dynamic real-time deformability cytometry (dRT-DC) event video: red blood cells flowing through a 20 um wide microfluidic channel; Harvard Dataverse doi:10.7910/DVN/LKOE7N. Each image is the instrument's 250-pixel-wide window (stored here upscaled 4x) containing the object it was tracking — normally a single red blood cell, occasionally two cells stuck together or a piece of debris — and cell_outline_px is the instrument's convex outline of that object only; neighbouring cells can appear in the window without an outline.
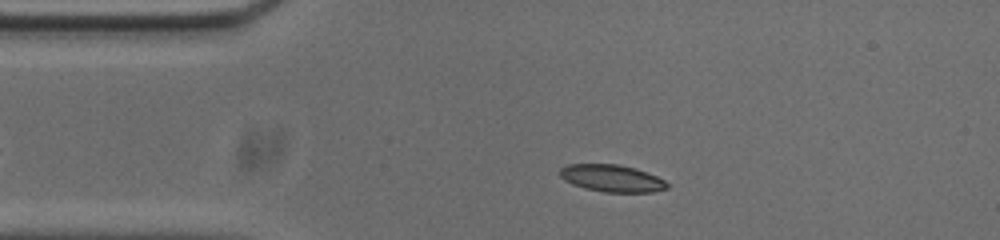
{"species": "common noctule bat (a hibernating species)", "species_latin": "Nyctalus noctula", "temperature_condition": "cold", "stored_images_in_passage": 50, "camera_frame_rate_fps": 3000, "um_per_image_px": 0.085, "animal": {"sex": "male", "body_mass_g": 20.0, "forearm_length_mm": 53.3}, "frame": {"image": 1, "passage_image": 7, "time_ms": 2.0, "image_size_px": [1000, 240], "cell_outline_px": [[668, 188], [652, 192], [604, 192], [584, 188], [572, 184], [564, 180], [560, 176], [560, 168], [568, 164], [616, 164], [636, 168], [656, 176], [664, 180], [668, 184]], "centroid_in_image_um": [51.99, 15.15], "position_along_channel_um": 33.0, "area_um2": 16.94}}
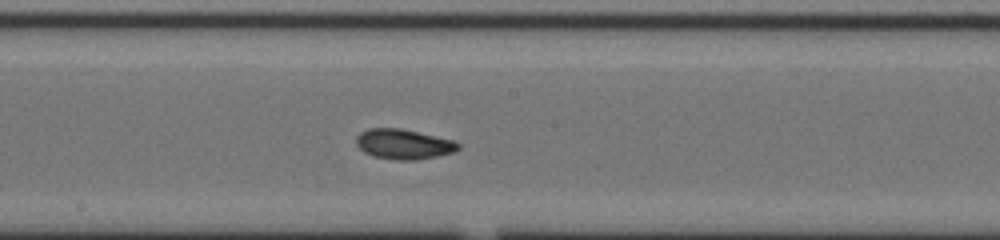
{"frame": {"image": 2, "passage_image": 24, "time_ms": 7.667, "image_size_px": [1000, 240], "cell_outline_px": [[460, 148], [452, 152], [436, 156], [416, 160], [396, 160], [372, 156], [364, 152], [356, 144], [356, 136], [360, 132], [368, 128], [400, 128], [456, 140], [460, 144]], "centroid_in_image_um": [34.3, 12.24], "position_along_channel_um": 213.9, "area_um2": 17.98}}
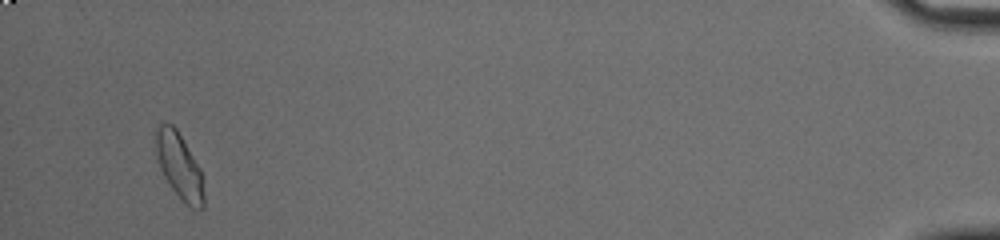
{"frame": {"image": 3, "passage_image": 48, "time_ms": 15.667, "image_size_px": [1000, 240], "cell_outline_px": [[204, 208], [192, 208], [172, 188], [164, 176], [160, 168], [156, 152], [156, 132], [160, 124], [172, 124], [176, 128], [200, 168], [204, 192]], "centroid_in_image_um": [15.25, 14.1], "position_along_channel_um": 419.9, "area_um2": 17.8}, "authors_computed_cell_mechanics": {"area_um2": 17.5134, "velocity_mm_per_s": 3.717, "shape_relaxation_time_tau1_ms": 2.6706, "shape_relaxation_time_tau2_ms": 3.9103, "deformation_change_tau1": 0.1002, "deformation_change_tau2": 0.097}}